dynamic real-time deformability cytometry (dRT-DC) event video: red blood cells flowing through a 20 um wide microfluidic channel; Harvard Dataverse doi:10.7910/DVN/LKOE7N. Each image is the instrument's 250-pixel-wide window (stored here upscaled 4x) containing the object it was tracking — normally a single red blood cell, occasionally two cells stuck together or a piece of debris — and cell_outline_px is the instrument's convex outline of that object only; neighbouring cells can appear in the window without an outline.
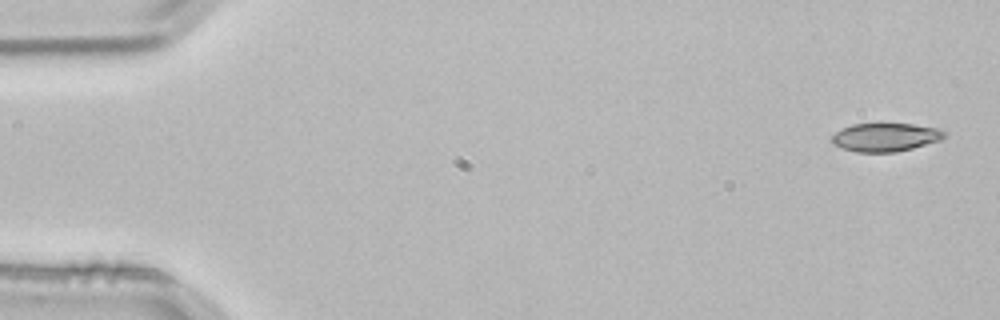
{"species": "common noctule bat (a hibernating species)", "species_latin": "Nyctalus noctula", "temperature_condition": "room temperature", "stored_images_in_passage": 3, "camera_frame_rate_fps": 3000, "um_per_image_px": 0.085, "animal": {"sex": "male", "body_mass_g": 21.5, "forearm_length_mm": 52.0}, "frame": {"image": 1, "passage_image": 1, "time_ms": 0.0, "image_size_px": [1000, 320], "cell_outline_px": [[948, 132], [940, 140], [912, 148], [896, 152], [856, 152], [840, 148], [832, 144], [832, 136], [836, 132], [852, 124], [912, 124], [936, 128]], "centroid_in_image_um": [75.24, 11.67], "position_along_channel_um": 9.8, "area_um2": 18.5}}
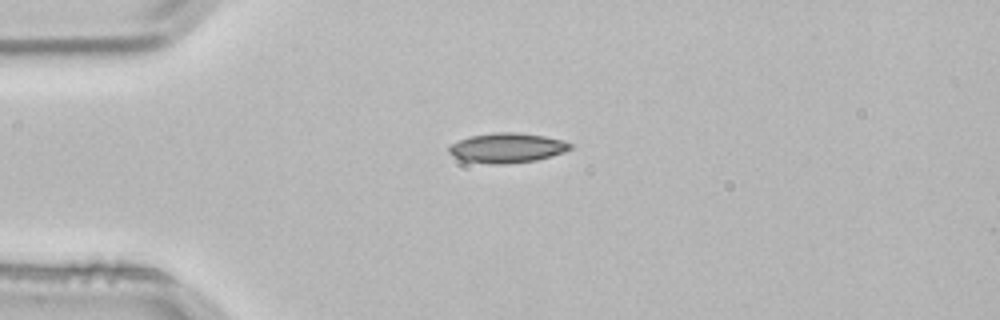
{"frame": {"image": 2, "passage_image": 3, "time_ms": 0.667, "image_size_px": [1000, 320], "cell_outline_px": [[572, 148], [564, 152], [552, 156], [536, 160], [504, 164], [492, 164], [464, 160], [448, 152], [448, 148], [452, 144], [460, 140], [472, 136], [496, 132], [516, 132], [544, 136], [564, 140], [572, 144]], "centroid_in_image_um": [43.15, 12.56], "position_along_channel_um": 41.8, "area_um2": 20.81}}